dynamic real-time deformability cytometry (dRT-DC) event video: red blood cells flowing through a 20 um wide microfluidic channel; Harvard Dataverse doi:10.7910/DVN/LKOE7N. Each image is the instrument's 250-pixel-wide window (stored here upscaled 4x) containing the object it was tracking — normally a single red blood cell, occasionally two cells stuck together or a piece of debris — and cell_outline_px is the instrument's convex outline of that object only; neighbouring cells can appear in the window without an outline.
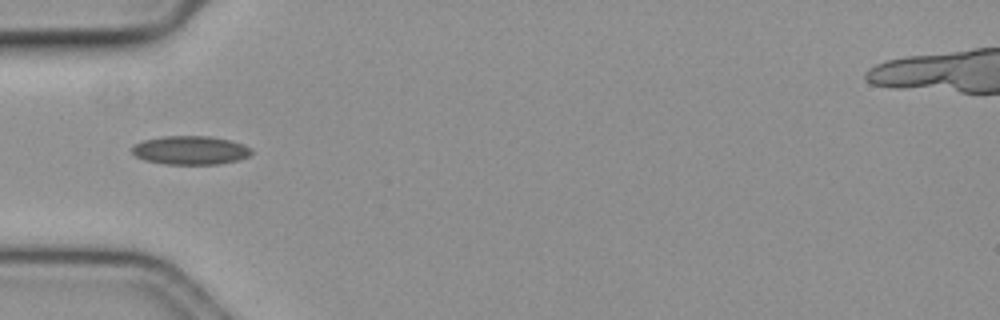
{"species": "common noctule bat (a hibernating species)", "species_latin": "Nyctalus noctula", "temperature_condition": "cold", "stored_images_in_passage": 40, "camera_frame_rate_fps": 3000, "um_per_image_px": 0.085, "animal": {"sex": "female", "body_mass_g": 19.3, "forearm_length_mm": 54.1}, "frame": {"image": 1, "passage_image": 1, "time_ms": 0.0, "image_size_px": [1000, 320], "cell_outline_px": [[252, 152], [248, 156], [240, 160], [220, 164], [164, 164], [144, 160], [136, 156], [132, 152], [132, 148], [136, 144], [144, 140], [164, 136], [212, 136], [232, 140], [244, 144], [252, 148]], "centroid_in_image_um": [16.24, 12.77], "position_along_channel_um": 68.8, "area_um2": 20.11}}
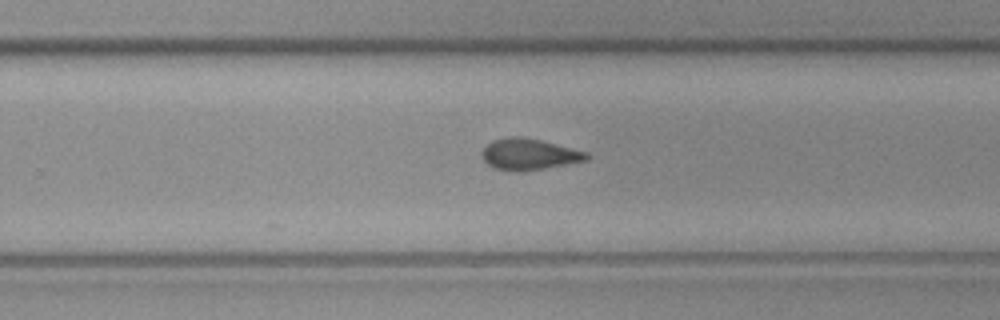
{"frame": {"image": 2, "passage_image": 19, "time_ms": 6.0, "image_size_px": [1000, 320], "cell_outline_px": [[588, 160], [524, 172], [512, 172], [496, 168], [488, 164], [480, 156], [480, 152], [492, 140], [512, 136], [516, 136], [540, 140], [588, 152]], "centroid_in_image_um": [44.94, 13.13], "position_along_channel_um": 284.9, "area_um2": 19.07}}
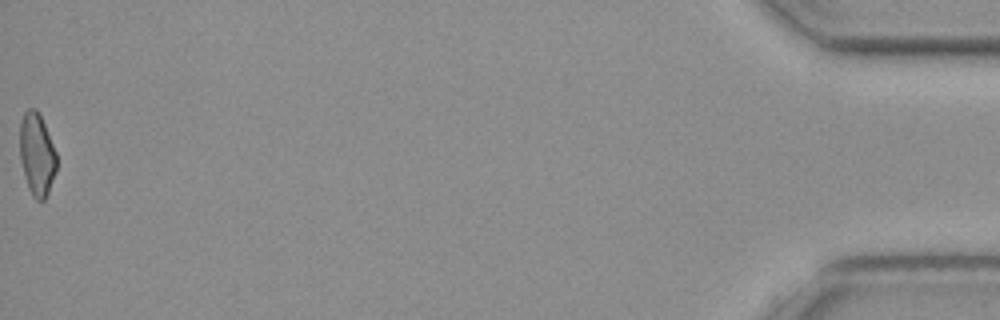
{"frame": {"image": 3, "passage_image": 40, "time_ms": 13.0, "image_size_px": [1000, 320], "cell_outline_px": [[56, 172], [48, 192], [44, 200], [36, 200], [32, 196], [28, 188], [24, 176], [20, 160], [20, 120], [24, 112], [28, 108], [36, 108], [44, 124], [56, 152]], "centroid_in_image_um": [3.12, 13.13], "position_along_channel_um": 432.1, "area_um2": 17.69}, "authors_computed_cell_mechanics": {"area_um2": 18.7561, "velocity_mm_per_s": 3.6121, "shape_relaxation_time_tau1_ms": null, "shape_relaxation_time_tau2_ms": 6.665, "deformation_change_tau1": null, "deformation_change_tau2": 0.0982}}